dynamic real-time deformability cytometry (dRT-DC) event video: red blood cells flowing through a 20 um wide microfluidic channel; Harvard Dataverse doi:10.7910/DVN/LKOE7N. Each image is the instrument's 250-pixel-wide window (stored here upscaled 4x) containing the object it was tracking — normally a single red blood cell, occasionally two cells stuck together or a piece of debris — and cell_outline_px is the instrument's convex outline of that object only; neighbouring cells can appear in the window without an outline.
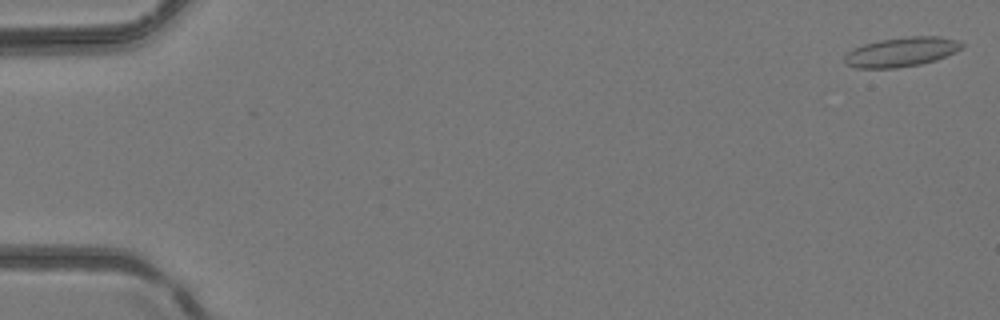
{"species": "common noctule bat (a hibernating species)", "species_latin": "Nyctalus noctula", "temperature_condition": "room temperature", "stored_images_in_passage": 44, "camera_frame_rate_fps": 3000, "um_per_image_px": 0.085, "animal": {"sex": "female", "body_mass_g": 24.6, "forearm_length_mm": 56.2}, "frame": {"image": 1, "passage_image": 1, "time_ms": 0.0, "image_size_px": [1000, 320], "cell_outline_px": [[964, 44], [956, 52], [936, 60], [920, 64], [896, 68], [856, 68], [848, 64], [844, 60], [844, 56], [848, 52], [864, 44], [880, 40], [908, 36], [940, 36], [956, 40]], "centroid_in_image_um": [76.64, 4.41], "position_along_channel_um": 8.4, "area_um2": 19.94}}
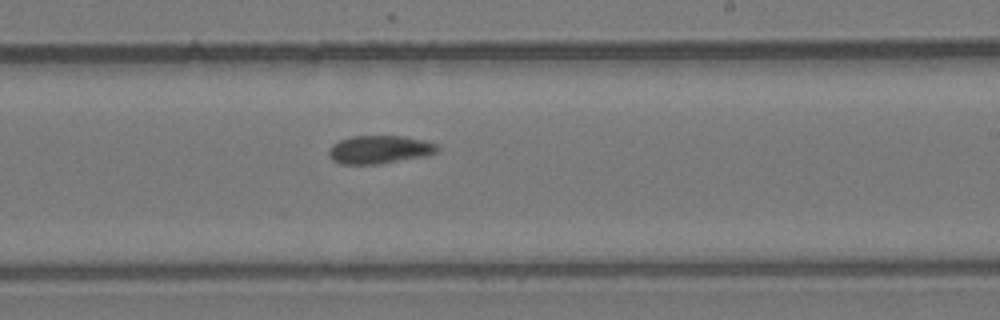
{"frame": {"image": 2, "passage_image": 27, "time_ms": 8.667, "image_size_px": [1000, 320], "cell_outline_px": [[440, 148], [436, 152], [424, 156], [380, 164], [340, 164], [332, 160], [328, 156], [328, 148], [332, 144], [340, 140], [352, 136], [404, 136], [424, 140], [436, 144]], "centroid_in_image_um": [32.22, 12.71], "position_along_channel_um": 256.8, "area_um2": 17.92}}
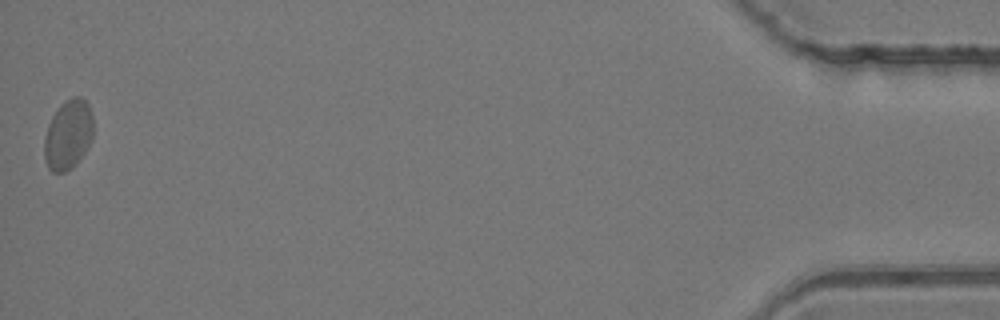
{"frame": {"image": 3, "passage_image": 44, "time_ms": 14.333, "image_size_px": [1000, 320], "cell_outline_px": [[92, 140], [88, 148], [76, 164], [72, 168], [64, 172], [52, 172], [48, 168], [44, 160], [44, 140], [48, 124], [52, 116], [60, 104], [64, 100], [72, 96], [80, 96], [88, 104], [92, 116]], "centroid_in_image_um": [5.78, 11.45], "position_along_channel_um": 429.4, "area_um2": 20.11}}